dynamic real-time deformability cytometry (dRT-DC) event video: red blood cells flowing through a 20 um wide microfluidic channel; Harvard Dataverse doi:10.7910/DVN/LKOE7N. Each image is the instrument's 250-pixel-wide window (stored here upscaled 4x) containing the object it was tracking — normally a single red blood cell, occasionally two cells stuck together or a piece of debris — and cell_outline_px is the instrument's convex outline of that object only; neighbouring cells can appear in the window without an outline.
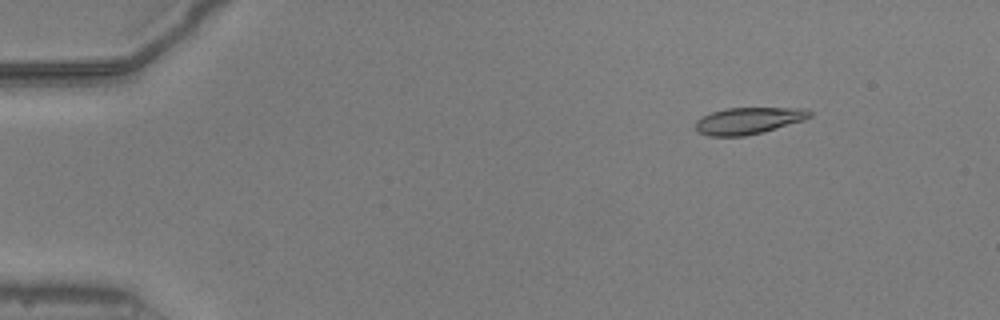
{"species": "common noctule bat (a hibernating species)", "species_latin": "Nyctalus noctula", "temperature_condition": "warm", "stored_images_in_passage": 18, "camera_frame_rate_fps": 3000, "um_per_image_px": 0.085, "animal": {"sex": "male", "body_mass_g": 20.5, "forearm_length_mm": 52.5}, "frame": {"image": 1, "passage_image": 5, "time_ms": 1.333, "image_size_px": [1000, 320], "cell_outline_px": [[812, 116], [804, 120], [764, 132], [744, 136], [708, 136], [696, 132], [696, 120], [712, 112], [724, 108], [808, 108], [812, 112]], "centroid_in_image_um": [63.64, 10.26], "position_along_channel_um": 21.4, "area_um2": 17.92}}
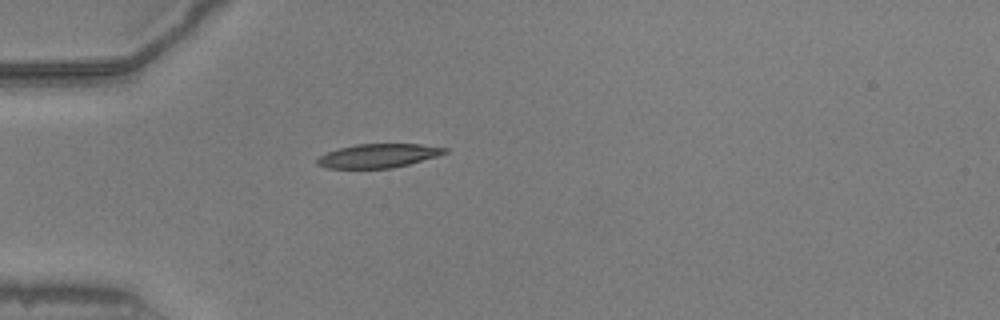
{"frame": {"image": 2, "passage_image": 14, "time_ms": 4.333, "image_size_px": [1000, 320], "cell_outline_px": [[448, 152], [436, 156], [408, 164], [392, 168], [328, 168], [316, 164], [316, 160], [320, 156], [328, 152], [340, 148], [356, 144], [420, 144], [448, 148]], "centroid_in_image_um": [32.15, 13.23], "position_along_channel_um": 52.8, "area_um2": 17.51}}
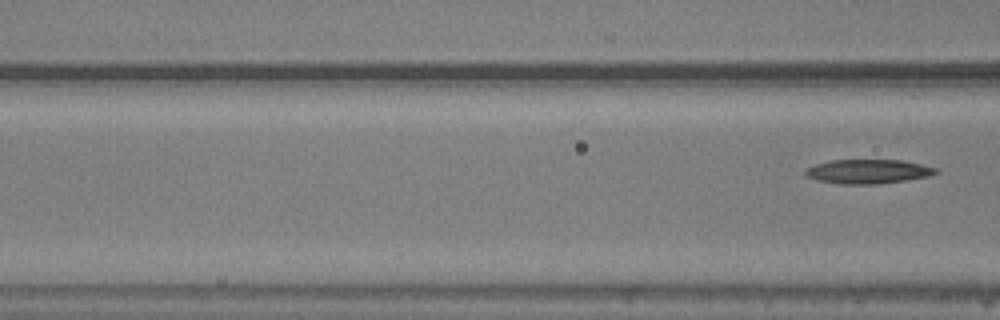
{"frame": {"image": 3, "passage_image": 18, "time_ms": 5.667, "image_size_px": [1000, 320], "cell_outline_px": [[940, 172], [928, 176], [904, 180], [876, 184], [840, 184], [816, 180], [804, 176], [804, 172], [808, 168], [816, 164], [832, 160], [900, 160], [940, 168]], "centroid_in_image_um": [73.78, 14.58], "position_along_channel_um": 92.8, "area_um2": 18.38}}